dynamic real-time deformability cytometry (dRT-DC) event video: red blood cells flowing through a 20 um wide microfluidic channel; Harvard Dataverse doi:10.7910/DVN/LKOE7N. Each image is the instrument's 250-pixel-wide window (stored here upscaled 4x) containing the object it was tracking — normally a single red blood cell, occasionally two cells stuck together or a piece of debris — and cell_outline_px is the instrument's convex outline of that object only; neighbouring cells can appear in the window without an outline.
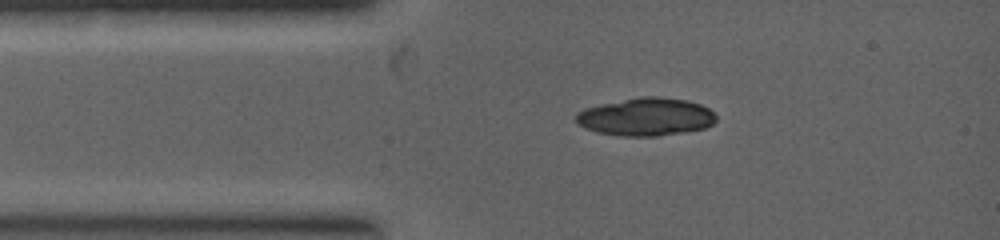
{"species": "common noctule bat (a hibernating species)", "species_latin": "Nyctalus noctula", "temperature_condition": "warm", "stored_images_in_passage": 4, "camera_frame_rate_fps": 5000, "um_per_image_px": 0.085, "animal": {"sex": "female", "body_mass_g": 19.0, "forearm_length_mm": 53.3}, "frame": {"image": 1, "passage_image": 1, "time_ms": 0.0, "image_size_px": [1000, 240], "cell_outline_px": [[716, 120], [712, 124], [704, 128], [684, 132], [656, 136], [620, 136], [596, 132], [584, 128], [576, 120], [576, 112], [584, 108], [600, 104], [640, 96], [660, 96], [688, 100], [700, 104], [708, 108], [716, 116]], "centroid_in_image_um": [54.89, 9.92], "position_along_channel_um": 30.1, "area_um2": 31.1}}